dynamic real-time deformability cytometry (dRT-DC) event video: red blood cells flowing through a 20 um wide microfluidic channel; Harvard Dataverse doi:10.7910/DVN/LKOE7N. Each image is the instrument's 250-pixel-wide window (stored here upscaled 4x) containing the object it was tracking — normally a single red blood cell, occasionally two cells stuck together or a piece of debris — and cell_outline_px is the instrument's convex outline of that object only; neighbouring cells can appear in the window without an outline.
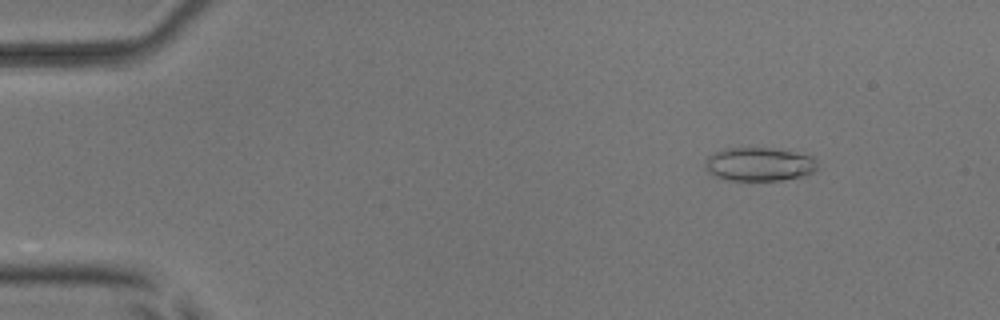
{"species": "common noctule bat (a hibernating species)", "species_latin": "Nyctalus noctula", "temperature_condition": "room temperature", "stored_images_in_passage": 15, "camera_frame_rate_fps": 3000, "um_per_image_px": 0.085, "animal": {"sex": "male", "body_mass_g": 17.9, "forearm_length_mm": 54.2}, "frame": {"image": 1, "passage_image": 7, "time_ms": 2.0, "image_size_px": [1000, 320], "cell_outline_px": [[820, 168], [804, 176], [780, 180], [728, 180], [712, 176], [704, 168], [704, 164], [708, 156], [716, 152], [728, 148], [772, 148], [812, 156], [816, 160]], "centroid_in_image_um": [64.53, 13.97], "position_along_channel_um": 20.5, "area_um2": 22.08}}